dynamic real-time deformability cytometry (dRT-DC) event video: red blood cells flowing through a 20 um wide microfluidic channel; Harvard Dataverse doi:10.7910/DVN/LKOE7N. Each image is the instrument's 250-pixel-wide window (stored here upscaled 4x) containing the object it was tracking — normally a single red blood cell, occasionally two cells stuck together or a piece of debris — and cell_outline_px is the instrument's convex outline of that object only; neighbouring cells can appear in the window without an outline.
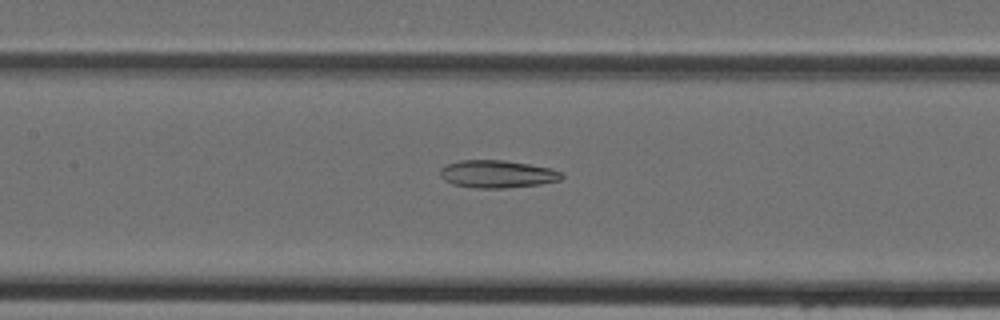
{"species": "Egyptian fruit bat (a non-hibernating species)", "species_latin": "Rousettus aegyptiacus", "temperature_condition": "cold", "stored_images_in_passage": 45, "camera_frame_rate_fps": 3000, "um_per_image_px": 0.085, "animal": {"sex": "female"}, "frame": {"image": 1, "passage_image": 21, "time_ms": 6.667, "image_size_px": [1000, 320], "cell_outline_px": [[564, 176], [560, 180], [540, 184], [504, 188], [476, 188], [452, 184], [444, 180], [440, 176], [440, 168], [448, 164], [460, 160], [504, 160], [552, 168], [564, 172]], "centroid_in_image_um": [42.28, 14.79], "position_along_channel_um": 165.1, "area_um2": 19.65}}
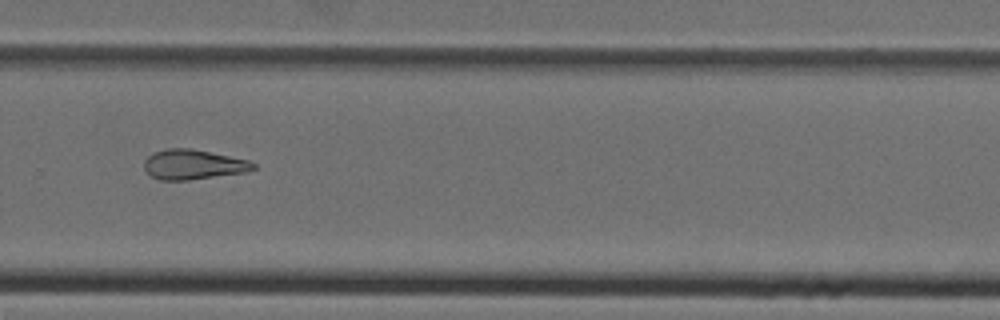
{"frame": {"image": 2, "passage_image": 31, "time_ms": 10.0, "image_size_px": [1000, 320], "cell_outline_px": [[256, 168], [248, 172], [188, 180], [160, 180], [152, 176], [144, 168], [144, 160], [152, 152], [168, 148], [188, 148], [248, 160], [256, 164]], "centroid_in_image_um": [16.42, 13.99], "position_along_channel_um": 313.4, "area_um2": 18.9}}
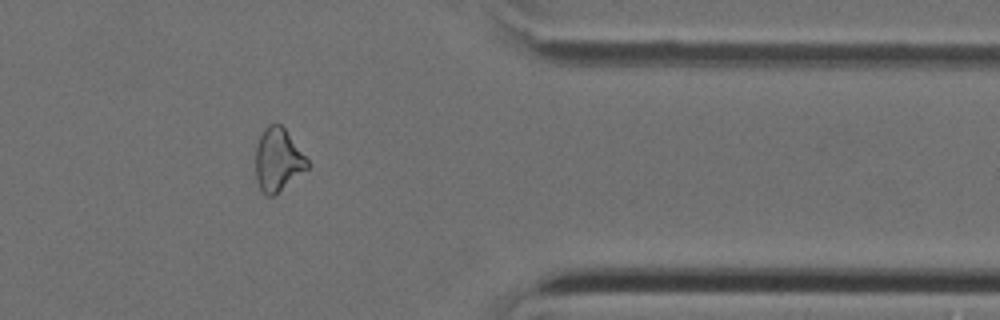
{"frame": {"image": 3, "passage_image": 37, "time_ms": 12.0, "image_size_px": [1000, 320], "cell_outline_px": [[308, 168], [272, 196], [268, 196], [260, 188], [256, 180], [256, 144], [264, 128], [268, 124], [280, 124], [284, 128], [308, 160]], "centroid_in_image_um": [23.6, 13.56], "position_along_channel_um": 387.8, "area_um2": 18.55}}